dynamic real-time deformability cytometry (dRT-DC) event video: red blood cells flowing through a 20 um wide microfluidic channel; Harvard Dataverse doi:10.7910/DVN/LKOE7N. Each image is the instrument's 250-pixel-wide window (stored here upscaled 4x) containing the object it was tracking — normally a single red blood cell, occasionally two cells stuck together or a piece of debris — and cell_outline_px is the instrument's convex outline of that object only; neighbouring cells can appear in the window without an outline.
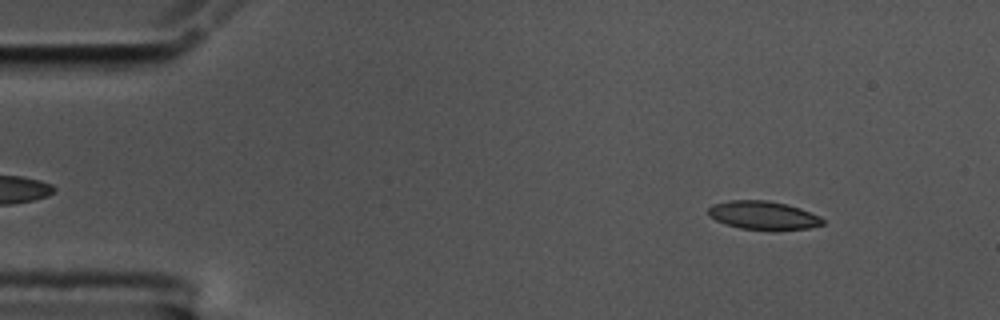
{"species": "common noctule bat (a hibernating species)", "species_latin": "Nyctalus noctula", "temperature_condition": "cold", "stored_images_in_passage": 56, "camera_frame_rate_fps": 3000, "um_per_image_px": 0.085, "animal": {"sex": "male", "body_mass_g": 17.5, "forearm_length_mm": 52.3}, "frame": {"image": 1, "passage_image": 6, "time_ms": 1.667, "image_size_px": [1000, 320], "cell_outline_px": [[824, 224], [808, 228], [772, 232], [768, 232], [740, 228], [724, 224], [708, 216], [708, 208], [712, 204], [728, 200], [768, 200], [800, 208], [820, 216], [824, 220]], "centroid_in_image_um": [64.86, 18.33], "position_along_channel_um": 20.1, "area_um2": 19.54}}
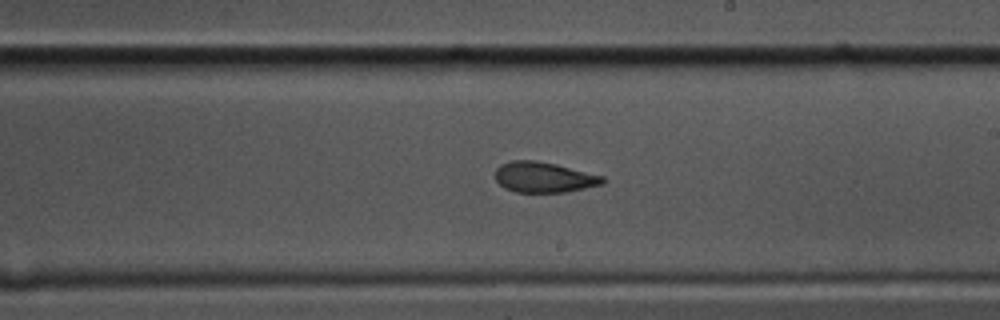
{"frame": {"image": 2, "passage_image": 32, "time_ms": 10.333, "image_size_px": [1000, 320], "cell_outline_px": [[604, 184], [564, 192], [516, 192], [504, 188], [496, 180], [496, 168], [500, 164], [512, 160], [536, 160], [556, 164], [604, 176]], "centroid_in_image_um": [46.22, 15.06], "position_along_channel_um": 242.8, "area_um2": 19.07}}
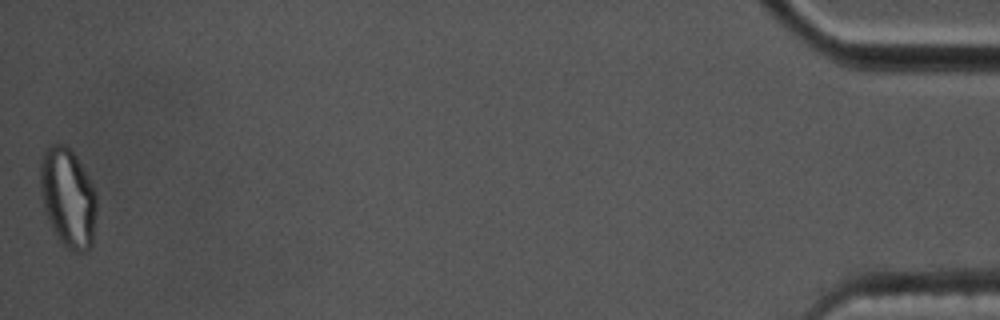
{"frame": {"image": 3, "passage_image": 56, "time_ms": 18.333, "image_size_px": [1000, 320], "cell_outline_px": [[96, 212], [92, 244], [88, 252], [76, 252], [60, 244], [44, 212], [40, 192], [40, 160], [48, 144], [64, 144], [76, 156], [88, 176], [96, 192]], "centroid_in_image_um": [5.76, 16.82], "position_along_channel_um": 429.4, "area_um2": 33.0}, "authors_computed_cell_mechanics": {"area_um2": 19.5653, "velocity_mm_per_s": 3.5283, "shape_relaxation_time_tau1_ms": null, "shape_relaxation_time_tau2_ms": 3.4192, "deformation_change_tau1": null, "deformation_change_tau2": 0.0963}}